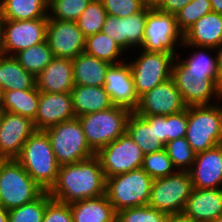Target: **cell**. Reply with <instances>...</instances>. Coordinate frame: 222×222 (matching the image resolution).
<instances>
[{"mask_svg": "<svg viewBox=\"0 0 222 222\" xmlns=\"http://www.w3.org/2000/svg\"><path fill=\"white\" fill-rule=\"evenodd\" d=\"M106 179L96 155L59 167L55 184L48 191L51 198L64 204L96 198L105 194Z\"/></svg>", "mask_w": 222, "mask_h": 222, "instance_id": "obj_1", "label": "cell"}, {"mask_svg": "<svg viewBox=\"0 0 222 222\" xmlns=\"http://www.w3.org/2000/svg\"><path fill=\"white\" fill-rule=\"evenodd\" d=\"M16 160L44 191L55 184L60 165L44 130H36L28 138Z\"/></svg>", "mask_w": 222, "mask_h": 222, "instance_id": "obj_2", "label": "cell"}, {"mask_svg": "<svg viewBox=\"0 0 222 222\" xmlns=\"http://www.w3.org/2000/svg\"><path fill=\"white\" fill-rule=\"evenodd\" d=\"M185 138L196 154L222 144V100L188 107Z\"/></svg>", "mask_w": 222, "mask_h": 222, "instance_id": "obj_3", "label": "cell"}, {"mask_svg": "<svg viewBox=\"0 0 222 222\" xmlns=\"http://www.w3.org/2000/svg\"><path fill=\"white\" fill-rule=\"evenodd\" d=\"M132 111L121 106L77 117L82 124L89 147L97 153L101 148L126 133Z\"/></svg>", "mask_w": 222, "mask_h": 222, "instance_id": "obj_4", "label": "cell"}, {"mask_svg": "<svg viewBox=\"0 0 222 222\" xmlns=\"http://www.w3.org/2000/svg\"><path fill=\"white\" fill-rule=\"evenodd\" d=\"M153 179L138 168L106 178L105 194L114 210L148 205Z\"/></svg>", "mask_w": 222, "mask_h": 222, "instance_id": "obj_5", "label": "cell"}, {"mask_svg": "<svg viewBox=\"0 0 222 222\" xmlns=\"http://www.w3.org/2000/svg\"><path fill=\"white\" fill-rule=\"evenodd\" d=\"M45 191L16 159H6L0 168V205L11 210L39 198Z\"/></svg>", "mask_w": 222, "mask_h": 222, "instance_id": "obj_6", "label": "cell"}, {"mask_svg": "<svg viewBox=\"0 0 222 222\" xmlns=\"http://www.w3.org/2000/svg\"><path fill=\"white\" fill-rule=\"evenodd\" d=\"M135 51L134 55L132 53L130 57L127 56V59H130L126 61L130 65L135 92L139 98L171 78L172 64L176 56L172 53L150 52L143 49Z\"/></svg>", "mask_w": 222, "mask_h": 222, "instance_id": "obj_7", "label": "cell"}, {"mask_svg": "<svg viewBox=\"0 0 222 222\" xmlns=\"http://www.w3.org/2000/svg\"><path fill=\"white\" fill-rule=\"evenodd\" d=\"M50 140L57 163H78L96 153L89 147L81 122L77 117L44 130Z\"/></svg>", "mask_w": 222, "mask_h": 222, "instance_id": "obj_8", "label": "cell"}, {"mask_svg": "<svg viewBox=\"0 0 222 222\" xmlns=\"http://www.w3.org/2000/svg\"><path fill=\"white\" fill-rule=\"evenodd\" d=\"M171 78L187 107L211 105L222 100L219 74L188 73L174 60Z\"/></svg>", "mask_w": 222, "mask_h": 222, "instance_id": "obj_9", "label": "cell"}, {"mask_svg": "<svg viewBox=\"0 0 222 222\" xmlns=\"http://www.w3.org/2000/svg\"><path fill=\"white\" fill-rule=\"evenodd\" d=\"M183 44V33L179 30L176 15L159 11L155 7L147 12L143 44L140 49L179 54Z\"/></svg>", "mask_w": 222, "mask_h": 222, "instance_id": "obj_10", "label": "cell"}, {"mask_svg": "<svg viewBox=\"0 0 222 222\" xmlns=\"http://www.w3.org/2000/svg\"><path fill=\"white\" fill-rule=\"evenodd\" d=\"M192 190L189 171H176L153 180L148 206L166 214L182 213Z\"/></svg>", "mask_w": 222, "mask_h": 222, "instance_id": "obj_11", "label": "cell"}, {"mask_svg": "<svg viewBox=\"0 0 222 222\" xmlns=\"http://www.w3.org/2000/svg\"><path fill=\"white\" fill-rule=\"evenodd\" d=\"M96 156L105 179L141 168L144 159L142 150L127 133L101 148Z\"/></svg>", "mask_w": 222, "mask_h": 222, "instance_id": "obj_12", "label": "cell"}, {"mask_svg": "<svg viewBox=\"0 0 222 222\" xmlns=\"http://www.w3.org/2000/svg\"><path fill=\"white\" fill-rule=\"evenodd\" d=\"M48 18L4 19L1 54L15 56L22 50L46 41Z\"/></svg>", "mask_w": 222, "mask_h": 222, "instance_id": "obj_13", "label": "cell"}, {"mask_svg": "<svg viewBox=\"0 0 222 222\" xmlns=\"http://www.w3.org/2000/svg\"><path fill=\"white\" fill-rule=\"evenodd\" d=\"M181 93L172 78L154 87L139 97L134 112L140 116H168L185 110Z\"/></svg>", "mask_w": 222, "mask_h": 222, "instance_id": "obj_14", "label": "cell"}, {"mask_svg": "<svg viewBox=\"0 0 222 222\" xmlns=\"http://www.w3.org/2000/svg\"><path fill=\"white\" fill-rule=\"evenodd\" d=\"M46 40L54 57L74 59L84 52L86 37L76 22L48 19Z\"/></svg>", "mask_w": 222, "mask_h": 222, "instance_id": "obj_15", "label": "cell"}, {"mask_svg": "<svg viewBox=\"0 0 222 222\" xmlns=\"http://www.w3.org/2000/svg\"><path fill=\"white\" fill-rule=\"evenodd\" d=\"M36 131L33 121L18 114L0 111V156L16 159L24 143Z\"/></svg>", "mask_w": 222, "mask_h": 222, "instance_id": "obj_16", "label": "cell"}, {"mask_svg": "<svg viewBox=\"0 0 222 222\" xmlns=\"http://www.w3.org/2000/svg\"><path fill=\"white\" fill-rule=\"evenodd\" d=\"M103 88L114 106L125 107L132 112L136 109L139 98L135 92L132 72L127 61L109 67Z\"/></svg>", "mask_w": 222, "mask_h": 222, "instance_id": "obj_17", "label": "cell"}, {"mask_svg": "<svg viewBox=\"0 0 222 222\" xmlns=\"http://www.w3.org/2000/svg\"><path fill=\"white\" fill-rule=\"evenodd\" d=\"M75 117L71 92H40L38 110L33 120L36 130H46Z\"/></svg>", "mask_w": 222, "mask_h": 222, "instance_id": "obj_18", "label": "cell"}, {"mask_svg": "<svg viewBox=\"0 0 222 222\" xmlns=\"http://www.w3.org/2000/svg\"><path fill=\"white\" fill-rule=\"evenodd\" d=\"M189 173L193 188H222V144L196 154Z\"/></svg>", "mask_w": 222, "mask_h": 222, "instance_id": "obj_19", "label": "cell"}, {"mask_svg": "<svg viewBox=\"0 0 222 222\" xmlns=\"http://www.w3.org/2000/svg\"><path fill=\"white\" fill-rule=\"evenodd\" d=\"M195 222H211L222 215V188H193L182 212Z\"/></svg>", "mask_w": 222, "mask_h": 222, "instance_id": "obj_20", "label": "cell"}, {"mask_svg": "<svg viewBox=\"0 0 222 222\" xmlns=\"http://www.w3.org/2000/svg\"><path fill=\"white\" fill-rule=\"evenodd\" d=\"M36 88L46 93L71 92L75 83L72 59L54 57L36 76Z\"/></svg>", "mask_w": 222, "mask_h": 222, "instance_id": "obj_21", "label": "cell"}, {"mask_svg": "<svg viewBox=\"0 0 222 222\" xmlns=\"http://www.w3.org/2000/svg\"><path fill=\"white\" fill-rule=\"evenodd\" d=\"M221 43L222 15L213 11L201 17L183 34V44L217 48Z\"/></svg>", "mask_w": 222, "mask_h": 222, "instance_id": "obj_22", "label": "cell"}, {"mask_svg": "<svg viewBox=\"0 0 222 222\" xmlns=\"http://www.w3.org/2000/svg\"><path fill=\"white\" fill-rule=\"evenodd\" d=\"M126 133L133 139L144 155L165 148V145L156 136L155 115L140 116L134 111L131 112L127 121Z\"/></svg>", "mask_w": 222, "mask_h": 222, "instance_id": "obj_23", "label": "cell"}, {"mask_svg": "<svg viewBox=\"0 0 222 222\" xmlns=\"http://www.w3.org/2000/svg\"><path fill=\"white\" fill-rule=\"evenodd\" d=\"M73 110L76 117L106 110L113 106L103 86L74 85L71 90Z\"/></svg>", "mask_w": 222, "mask_h": 222, "instance_id": "obj_24", "label": "cell"}, {"mask_svg": "<svg viewBox=\"0 0 222 222\" xmlns=\"http://www.w3.org/2000/svg\"><path fill=\"white\" fill-rule=\"evenodd\" d=\"M73 222H116V211L106 194L70 204Z\"/></svg>", "mask_w": 222, "mask_h": 222, "instance_id": "obj_25", "label": "cell"}, {"mask_svg": "<svg viewBox=\"0 0 222 222\" xmlns=\"http://www.w3.org/2000/svg\"><path fill=\"white\" fill-rule=\"evenodd\" d=\"M73 78L76 85L103 86L111 63L82 52L74 59Z\"/></svg>", "mask_w": 222, "mask_h": 222, "instance_id": "obj_26", "label": "cell"}, {"mask_svg": "<svg viewBox=\"0 0 222 222\" xmlns=\"http://www.w3.org/2000/svg\"><path fill=\"white\" fill-rule=\"evenodd\" d=\"M190 49L188 57H183L181 52L175 57V60L188 72L197 74H219L217 69V54L215 48L198 47L191 44H182L180 51ZM213 54L211 55V53Z\"/></svg>", "mask_w": 222, "mask_h": 222, "instance_id": "obj_27", "label": "cell"}, {"mask_svg": "<svg viewBox=\"0 0 222 222\" xmlns=\"http://www.w3.org/2000/svg\"><path fill=\"white\" fill-rule=\"evenodd\" d=\"M40 91L36 86L27 90H4L1 110L35 119Z\"/></svg>", "mask_w": 222, "mask_h": 222, "instance_id": "obj_28", "label": "cell"}, {"mask_svg": "<svg viewBox=\"0 0 222 222\" xmlns=\"http://www.w3.org/2000/svg\"><path fill=\"white\" fill-rule=\"evenodd\" d=\"M36 77L26 71L14 56L1 54V89L27 90L36 86Z\"/></svg>", "mask_w": 222, "mask_h": 222, "instance_id": "obj_29", "label": "cell"}, {"mask_svg": "<svg viewBox=\"0 0 222 222\" xmlns=\"http://www.w3.org/2000/svg\"><path fill=\"white\" fill-rule=\"evenodd\" d=\"M2 17L7 20L48 18L47 0H0Z\"/></svg>", "mask_w": 222, "mask_h": 222, "instance_id": "obj_30", "label": "cell"}, {"mask_svg": "<svg viewBox=\"0 0 222 222\" xmlns=\"http://www.w3.org/2000/svg\"><path fill=\"white\" fill-rule=\"evenodd\" d=\"M84 52L111 64H119L127 59V53L102 31L86 37Z\"/></svg>", "mask_w": 222, "mask_h": 222, "instance_id": "obj_31", "label": "cell"}, {"mask_svg": "<svg viewBox=\"0 0 222 222\" xmlns=\"http://www.w3.org/2000/svg\"><path fill=\"white\" fill-rule=\"evenodd\" d=\"M14 57L26 71L32 73L35 77L54 58L47 40L20 51Z\"/></svg>", "mask_w": 222, "mask_h": 222, "instance_id": "obj_32", "label": "cell"}, {"mask_svg": "<svg viewBox=\"0 0 222 222\" xmlns=\"http://www.w3.org/2000/svg\"><path fill=\"white\" fill-rule=\"evenodd\" d=\"M151 7L152 6L146 5L140 12L122 18L123 37H125V52L127 54H131L132 50L134 51L135 49L141 48L143 44L147 12Z\"/></svg>", "mask_w": 222, "mask_h": 222, "instance_id": "obj_33", "label": "cell"}, {"mask_svg": "<svg viewBox=\"0 0 222 222\" xmlns=\"http://www.w3.org/2000/svg\"><path fill=\"white\" fill-rule=\"evenodd\" d=\"M52 200L45 191L36 200L8 211V222H42L46 205Z\"/></svg>", "mask_w": 222, "mask_h": 222, "instance_id": "obj_34", "label": "cell"}, {"mask_svg": "<svg viewBox=\"0 0 222 222\" xmlns=\"http://www.w3.org/2000/svg\"><path fill=\"white\" fill-rule=\"evenodd\" d=\"M106 16L101 0H91L76 23L84 36L88 37L102 31Z\"/></svg>", "mask_w": 222, "mask_h": 222, "instance_id": "obj_35", "label": "cell"}, {"mask_svg": "<svg viewBox=\"0 0 222 222\" xmlns=\"http://www.w3.org/2000/svg\"><path fill=\"white\" fill-rule=\"evenodd\" d=\"M91 0H50L48 19L76 22Z\"/></svg>", "mask_w": 222, "mask_h": 222, "instance_id": "obj_36", "label": "cell"}, {"mask_svg": "<svg viewBox=\"0 0 222 222\" xmlns=\"http://www.w3.org/2000/svg\"><path fill=\"white\" fill-rule=\"evenodd\" d=\"M165 150L177 171H189L194 163L196 153L185 137L168 141Z\"/></svg>", "mask_w": 222, "mask_h": 222, "instance_id": "obj_37", "label": "cell"}, {"mask_svg": "<svg viewBox=\"0 0 222 222\" xmlns=\"http://www.w3.org/2000/svg\"><path fill=\"white\" fill-rule=\"evenodd\" d=\"M141 168L153 180L170 176L177 171L165 148L160 151L144 155Z\"/></svg>", "mask_w": 222, "mask_h": 222, "instance_id": "obj_38", "label": "cell"}, {"mask_svg": "<svg viewBox=\"0 0 222 222\" xmlns=\"http://www.w3.org/2000/svg\"><path fill=\"white\" fill-rule=\"evenodd\" d=\"M211 11L210 0H192L176 14L179 30L184 34L196 21Z\"/></svg>", "mask_w": 222, "mask_h": 222, "instance_id": "obj_39", "label": "cell"}, {"mask_svg": "<svg viewBox=\"0 0 222 222\" xmlns=\"http://www.w3.org/2000/svg\"><path fill=\"white\" fill-rule=\"evenodd\" d=\"M166 215L148 205L130 207L116 212V222H164Z\"/></svg>", "mask_w": 222, "mask_h": 222, "instance_id": "obj_40", "label": "cell"}, {"mask_svg": "<svg viewBox=\"0 0 222 222\" xmlns=\"http://www.w3.org/2000/svg\"><path fill=\"white\" fill-rule=\"evenodd\" d=\"M107 15L124 18L140 12L146 4L143 0H101Z\"/></svg>", "mask_w": 222, "mask_h": 222, "instance_id": "obj_41", "label": "cell"}, {"mask_svg": "<svg viewBox=\"0 0 222 222\" xmlns=\"http://www.w3.org/2000/svg\"><path fill=\"white\" fill-rule=\"evenodd\" d=\"M188 125V107L176 114L167 116V142L183 138L186 135Z\"/></svg>", "mask_w": 222, "mask_h": 222, "instance_id": "obj_42", "label": "cell"}, {"mask_svg": "<svg viewBox=\"0 0 222 222\" xmlns=\"http://www.w3.org/2000/svg\"><path fill=\"white\" fill-rule=\"evenodd\" d=\"M42 222H73L70 204L51 200L45 208Z\"/></svg>", "mask_w": 222, "mask_h": 222, "instance_id": "obj_43", "label": "cell"}, {"mask_svg": "<svg viewBox=\"0 0 222 222\" xmlns=\"http://www.w3.org/2000/svg\"><path fill=\"white\" fill-rule=\"evenodd\" d=\"M102 32L109 35L125 51V37H123L122 18L107 15L102 27Z\"/></svg>", "mask_w": 222, "mask_h": 222, "instance_id": "obj_44", "label": "cell"}, {"mask_svg": "<svg viewBox=\"0 0 222 222\" xmlns=\"http://www.w3.org/2000/svg\"><path fill=\"white\" fill-rule=\"evenodd\" d=\"M192 0H160L155 6L159 11L176 15L185 5Z\"/></svg>", "mask_w": 222, "mask_h": 222, "instance_id": "obj_45", "label": "cell"}, {"mask_svg": "<svg viewBox=\"0 0 222 222\" xmlns=\"http://www.w3.org/2000/svg\"><path fill=\"white\" fill-rule=\"evenodd\" d=\"M155 132L157 138L165 145L167 143V116L155 115Z\"/></svg>", "mask_w": 222, "mask_h": 222, "instance_id": "obj_46", "label": "cell"}, {"mask_svg": "<svg viewBox=\"0 0 222 222\" xmlns=\"http://www.w3.org/2000/svg\"><path fill=\"white\" fill-rule=\"evenodd\" d=\"M164 222H195L183 213L167 214Z\"/></svg>", "mask_w": 222, "mask_h": 222, "instance_id": "obj_47", "label": "cell"}, {"mask_svg": "<svg viewBox=\"0 0 222 222\" xmlns=\"http://www.w3.org/2000/svg\"><path fill=\"white\" fill-rule=\"evenodd\" d=\"M217 54V69L220 78V85L222 86V43L215 48Z\"/></svg>", "mask_w": 222, "mask_h": 222, "instance_id": "obj_48", "label": "cell"}, {"mask_svg": "<svg viewBox=\"0 0 222 222\" xmlns=\"http://www.w3.org/2000/svg\"><path fill=\"white\" fill-rule=\"evenodd\" d=\"M212 11L222 15V0H210Z\"/></svg>", "mask_w": 222, "mask_h": 222, "instance_id": "obj_49", "label": "cell"}, {"mask_svg": "<svg viewBox=\"0 0 222 222\" xmlns=\"http://www.w3.org/2000/svg\"><path fill=\"white\" fill-rule=\"evenodd\" d=\"M0 222H8V210L0 205Z\"/></svg>", "mask_w": 222, "mask_h": 222, "instance_id": "obj_50", "label": "cell"}, {"mask_svg": "<svg viewBox=\"0 0 222 222\" xmlns=\"http://www.w3.org/2000/svg\"><path fill=\"white\" fill-rule=\"evenodd\" d=\"M3 25H4V18L2 17V13L0 10V53H1V47L3 42Z\"/></svg>", "mask_w": 222, "mask_h": 222, "instance_id": "obj_51", "label": "cell"}, {"mask_svg": "<svg viewBox=\"0 0 222 222\" xmlns=\"http://www.w3.org/2000/svg\"><path fill=\"white\" fill-rule=\"evenodd\" d=\"M143 1L146 5L155 7L160 0H143Z\"/></svg>", "mask_w": 222, "mask_h": 222, "instance_id": "obj_52", "label": "cell"}, {"mask_svg": "<svg viewBox=\"0 0 222 222\" xmlns=\"http://www.w3.org/2000/svg\"><path fill=\"white\" fill-rule=\"evenodd\" d=\"M2 96H3V91H2V89H0V111L2 108Z\"/></svg>", "mask_w": 222, "mask_h": 222, "instance_id": "obj_53", "label": "cell"}, {"mask_svg": "<svg viewBox=\"0 0 222 222\" xmlns=\"http://www.w3.org/2000/svg\"><path fill=\"white\" fill-rule=\"evenodd\" d=\"M6 158L3 156H0V168L3 165V163L5 162Z\"/></svg>", "mask_w": 222, "mask_h": 222, "instance_id": "obj_54", "label": "cell"}, {"mask_svg": "<svg viewBox=\"0 0 222 222\" xmlns=\"http://www.w3.org/2000/svg\"><path fill=\"white\" fill-rule=\"evenodd\" d=\"M211 222H222V215Z\"/></svg>", "mask_w": 222, "mask_h": 222, "instance_id": "obj_55", "label": "cell"}, {"mask_svg": "<svg viewBox=\"0 0 222 222\" xmlns=\"http://www.w3.org/2000/svg\"><path fill=\"white\" fill-rule=\"evenodd\" d=\"M0 89H1V53H0Z\"/></svg>", "mask_w": 222, "mask_h": 222, "instance_id": "obj_56", "label": "cell"}]
</instances>
